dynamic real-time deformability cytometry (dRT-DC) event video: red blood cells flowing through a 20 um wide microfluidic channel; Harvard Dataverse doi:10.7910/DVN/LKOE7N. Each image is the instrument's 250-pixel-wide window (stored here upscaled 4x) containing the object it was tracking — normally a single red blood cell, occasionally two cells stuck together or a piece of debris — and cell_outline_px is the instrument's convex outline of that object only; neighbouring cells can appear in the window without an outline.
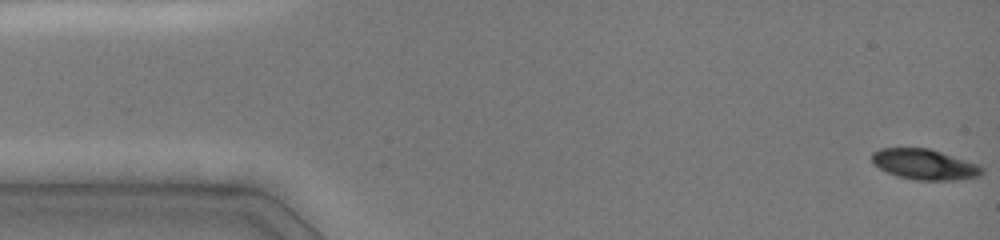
{"species": "common noctule bat (a hibernating species)", "species_latin": "Nyctalus noctula", "temperature_condition": "cold", "stored_images_in_passage": 11, "camera_frame_rate_fps": 3000, "um_per_image_px": 0.085, "animal": {"sex": "female", "body_mass_g": 19.0, "forearm_length_mm": 51.5}, "frame": {"image": 1, "passage_image": 1, "time_ms": 0.0, "image_size_px": [1000, 240], "cell_outline_px": [[984, 172], [980, 176], [960, 180], [916, 180], [896, 176], [880, 168], [872, 160], [872, 152], [880, 148], [928, 148], [976, 164], [984, 168]], "centroid_in_image_um": [78.59, 13.98], "position_along_channel_um": 6.4, "area_um2": 19.36}}
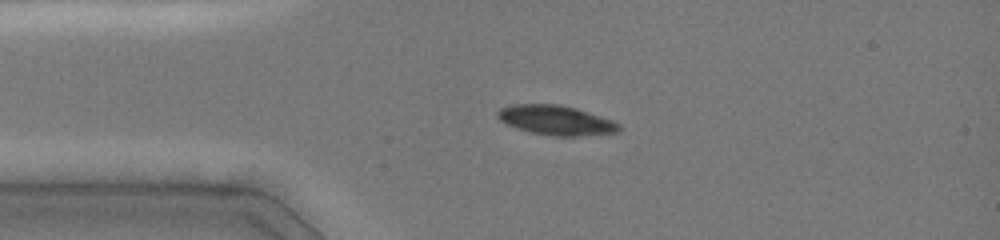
{"frame": {"image": 2, "passage_image": 6, "time_ms": 3.333, "image_size_px": [1000, 240], "cell_outline_px": [[624, 128], [616, 132], [580, 136], [552, 136], [532, 132], [516, 128], [500, 120], [496, 116], [496, 112], [500, 108], [512, 104], [560, 104], [576, 108], [612, 120], [620, 124]], "centroid_in_image_um": [47.26, 10.21], "position_along_channel_um": 37.7, "area_um2": 20.98}}
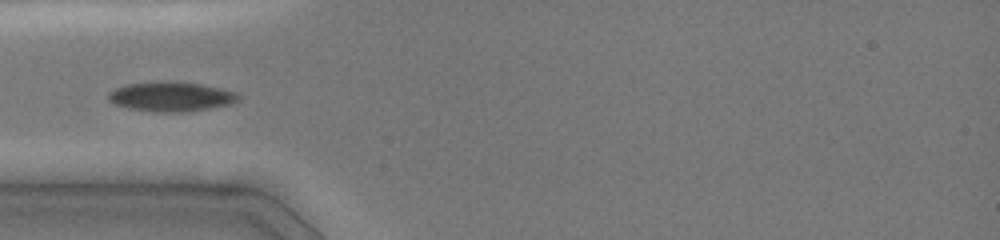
{"frame": {"image": 3, "passage_image": 8, "time_ms": 4.667, "image_size_px": [1000, 240], "cell_outline_px": [[240, 96], [236, 100], [228, 104], [208, 108], [180, 112], [156, 112], [128, 108], [116, 104], [108, 100], [108, 92], [116, 88], [128, 84], [156, 80], [172, 80], [200, 84], [220, 88], [236, 92]], "centroid_in_image_um": [14.49, 8.18], "position_along_channel_um": 70.5, "area_um2": 22.43}}